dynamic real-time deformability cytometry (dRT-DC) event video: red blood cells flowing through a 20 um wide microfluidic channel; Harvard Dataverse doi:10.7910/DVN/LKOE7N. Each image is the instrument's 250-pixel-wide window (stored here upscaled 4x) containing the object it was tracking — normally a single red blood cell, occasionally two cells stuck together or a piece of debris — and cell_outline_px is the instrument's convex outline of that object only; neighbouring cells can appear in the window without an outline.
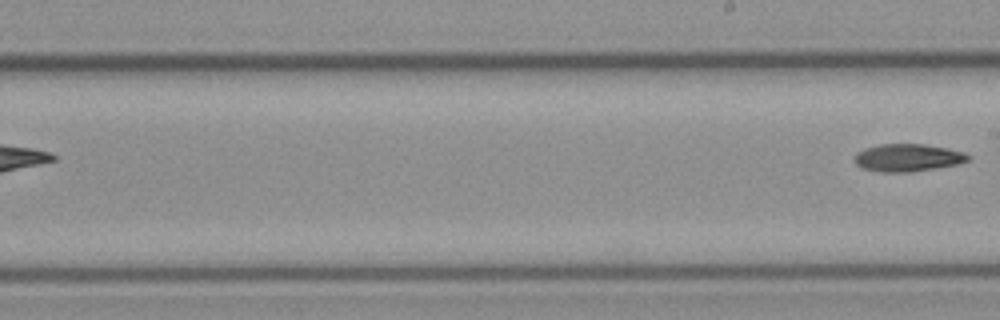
{"species": "common noctule bat (a hibernating species)", "species_latin": "Nyctalus noctula", "temperature_condition": "cold", "stored_images_in_passage": 9, "segment_of_instrument_passage": [2, 2], "camera_frame_rate_fps": 3000, "um_per_image_px": 0.085, "animal": {"sex": "female", "body_mass_g": 21.9}, "frame": {"image": 1, "passage_image": 9, "time_ms": 2.667, "image_size_px": [1000, 320], "cell_outline_px": [[972, 156], [968, 160], [956, 164], [936, 168], [912, 172], [884, 172], [864, 168], [856, 164], [852, 160], [864, 148], [880, 144], [924, 144], [964, 152]], "centroid_in_image_um": [77.16, 13.4], "position_along_channel_um": 211.8, "area_um2": 18.03}}